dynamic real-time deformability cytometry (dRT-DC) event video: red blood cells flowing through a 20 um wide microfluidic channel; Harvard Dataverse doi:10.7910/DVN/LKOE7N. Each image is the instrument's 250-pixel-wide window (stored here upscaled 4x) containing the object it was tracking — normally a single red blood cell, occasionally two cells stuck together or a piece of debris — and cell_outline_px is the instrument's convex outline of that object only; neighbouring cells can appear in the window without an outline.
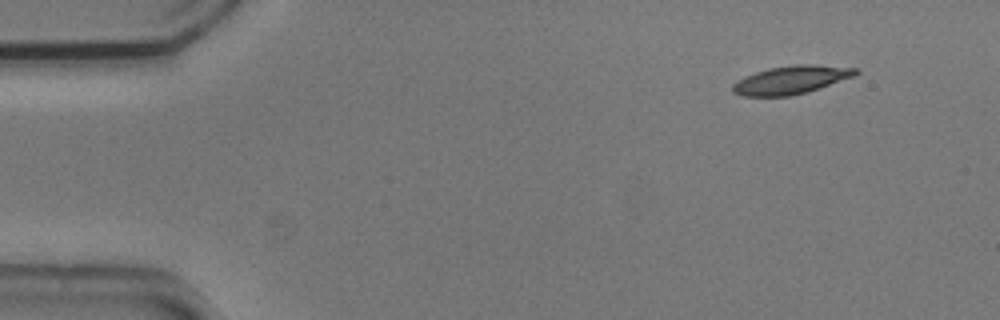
{"species": "common noctule bat (a hibernating species)", "species_latin": "Nyctalus noctula", "temperature_condition": "cold", "stored_images_in_passage": 4, "camera_frame_rate_fps": 3000, "um_per_image_px": 0.085, "animal": {"sex": "male", "body_mass_g": 20.5, "forearm_length_mm": 52.5}, "frame": {"image": 1, "passage_image": 1, "time_ms": 0.0, "image_size_px": [1000, 320], "cell_outline_px": [[860, 72], [852, 76], [808, 92], [788, 96], [744, 96], [732, 92], [732, 84], [736, 80], [744, 76], [768, 68], [796, 64], [816, 64], [860, 68]], "centroid_in_image_um": [67.23, 6.78], "position_along_channel_um": 17.8, "area_um2": 20.29}}
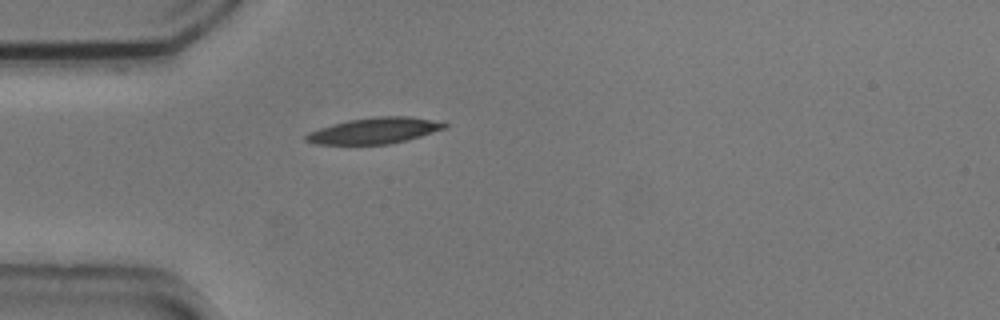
{"frame": {"image": 2, "passage_image": 4, "time_ms": 1.0, "image_size_px": [1000, 320], "cell_outline_px": [[448, 128], [408, 140], [388, 144], [316, 144], [304, 140], [304, 136], [308, 132], [332, 124], [348, 120], [372, 116], [408, 116], [432, 120], [448, 124]], "centroid_in_image_um": [31.84, 11.1], "position_along_channel_um": 53.2, "area_um2": 21.1}}